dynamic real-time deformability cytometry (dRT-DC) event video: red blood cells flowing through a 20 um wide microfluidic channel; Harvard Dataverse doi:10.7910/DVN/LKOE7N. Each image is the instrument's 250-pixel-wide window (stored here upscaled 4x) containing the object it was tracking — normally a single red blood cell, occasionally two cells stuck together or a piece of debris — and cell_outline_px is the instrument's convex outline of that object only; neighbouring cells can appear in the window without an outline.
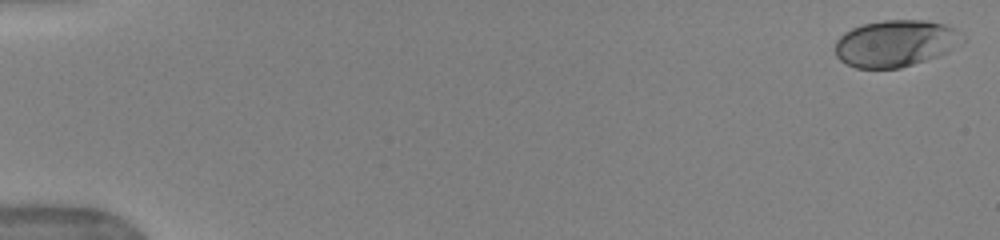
{"species": "human", "species_latin": "Homo sapiens", "temperature_condition": "warm", "stored_images_in_passage": 52, "camera_frame_rate_fps": 3000, "um_per_image_px": 0.085, "donor": {"sex": "female"}, "frame": {"image": 1, "passage_image": 1, "time_ms": 0.0, "image_size_px": [1000, 240], "cell_outline_px": [[964, 40], [948, 52], [900, 68], [856, 68], [840, 60], [836, 56], [836, 40], [844, 32], [852, 28], [864, 24], [884, 20], [928, 20], [944, 24], [952, 28], [964, 36]], "centroid_in_image_um": [76.1, 3.68], "position_along_channel_um": 8.9, "area_um2": 34.39}}
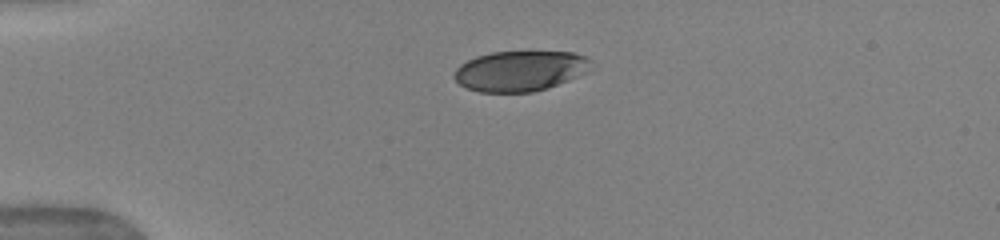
{"frame": {"image": 2, "passage_image": 13, "time_ms": 4.0, "image_size_px": [1000, 240], "cell_outline_px": [[592, 60], [584, 72], [568, 80], [548, 88], [532, 92], [480, 92], [468, 88], [460, 84], [452, 76], [456, 68], [460, 64], [476, 56], [492, 52], [572, 52], [584, 56]], "centroid_in_image_um": [44.15, 6.03], "position_along_channel_um": 40.8, "area_um2": 31.85}}
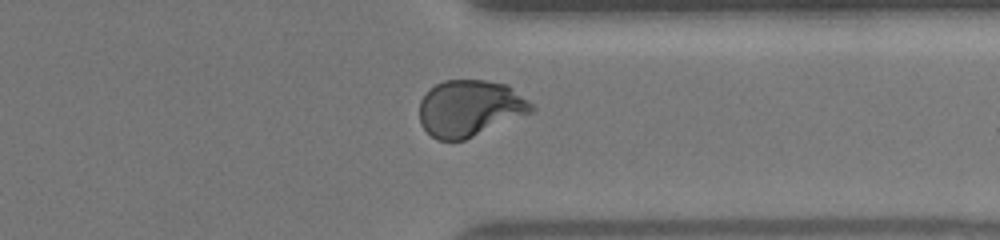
{"frame": {"image": 3, "passage_image": 41, "time_ms": 13.333, "image_size_px": [1000, 240], "cell_outline_px": [[536, 108], [532, 112], [464, 140], [436, 140], [420, 124], [420, 100], [436, 84], [444, 80], [488, 80], [508, 84], [528, 100]], "centroid_in_image_um": [39.95, 9.19], "position_along_channel_um": 371.5, "area_um2": 36.7}, "authors_computed_cell_mechanics": {"area_um2": 36.1539, "velocity_mm_per_s": 3.9608, "shape_relaxation_time_tau1_ms": 3.6174, "shape_relaxation_time_tau2_ms": null, "deformation_change_tau1": 0.1945, "deformation_change_tau2": null}}